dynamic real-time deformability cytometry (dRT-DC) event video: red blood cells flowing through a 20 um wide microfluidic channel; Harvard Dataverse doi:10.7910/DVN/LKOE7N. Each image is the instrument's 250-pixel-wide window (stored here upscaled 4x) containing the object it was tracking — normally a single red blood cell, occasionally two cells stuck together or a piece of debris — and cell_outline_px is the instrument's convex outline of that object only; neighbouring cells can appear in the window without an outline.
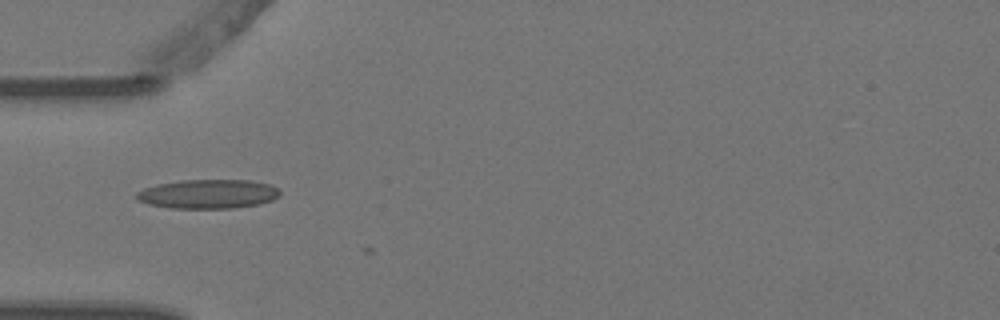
{"species": "Egyptian fruit bat (a non-hibernating species)", "species_latin": "Rousettus aegyptiacus", "temperature_condition": "warm", "stored_images_in_passage": 6, "camera_frame_rate_fps": 3000, "um_per_image_px": 0.085, "animal": {"sex": "female"}, "frame": {"image": 1, "passage_image": 1, "time_ms": 0.0, "image_size_px": [1000, 320], "cell_outline_px": [[280, 196], [272, 200], [260, 204], [232, 208], [168, 208], [148, 204], [136, 200], [136, 192], [144, 188], [156, 184], [184, 180], [252, 180], [272, 184], [280, 192]], "centroid_in_image_um": [17.69, 16.49], "position_along_channel_um": 67.3, "area_um2": 24.57}}
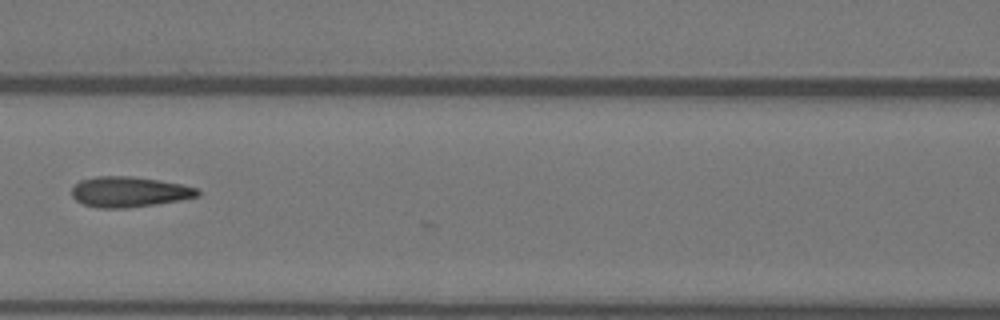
{"frame": {"image": 2, "passage_image": 3, "time_ms": 0.667, "image_size_px": [1000, 320], "cell_outline_px": [[200, 196], [180, 200], [156, 204], [124, 208], [96, 208], [84, 204], [76, 200], [72, 196], [72, 188], [80, 180], [96, 176], [132, 176], [160, 180], [200, 188]], "centroid_in_image_um": [11.0, 16.3], "position_along_channel_um": 155.6, "area_um2": 22.43}}
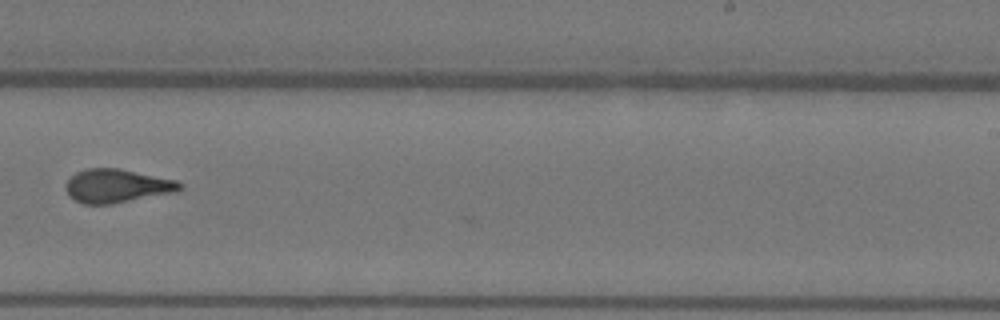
{"frame": {"image": 3, "passage_image": 6, "time_ms": 1.667, "image_size_px": [1000, 320], "cell_outline_px": [[184, 188], [176, 192], [112, 204], [84, 204], [68, 196], [64, 188], [64, 184], [76, 172], [88, 168], [120, 168], [176, 180], [184, 184]], "centroid_in_image_um": [9.94, 15.8], "position_along_channel_um": 279.1, "area_um2": 22.54}}